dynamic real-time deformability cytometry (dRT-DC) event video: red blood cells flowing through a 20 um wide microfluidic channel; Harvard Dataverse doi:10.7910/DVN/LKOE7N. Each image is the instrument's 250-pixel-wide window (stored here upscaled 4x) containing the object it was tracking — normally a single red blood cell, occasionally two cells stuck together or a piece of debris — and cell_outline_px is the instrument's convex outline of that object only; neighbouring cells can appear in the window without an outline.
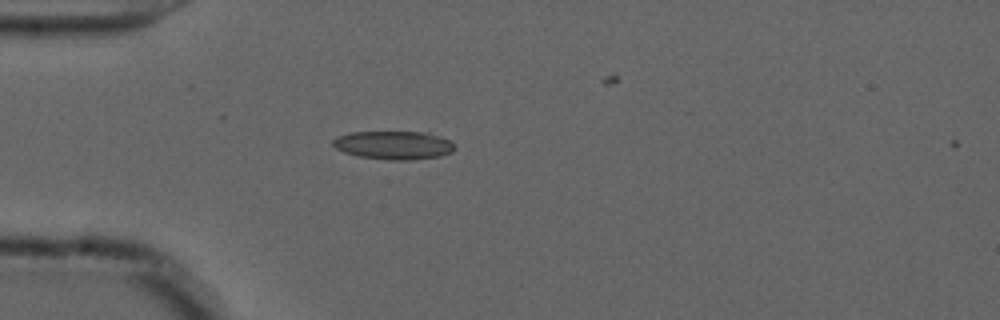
{"species": "common noctule bat (a hibernating species)", "species_latin": "Nyctalus noctula", "temperature_condition": "cold", "stored_images_in_passage": 30, "camera_frame_rate_fps": 3000, "um_per_image_px": 0.085, "animal": {"sex": "male", "forearm_length_mm": 52.5}, "frame": {"image": 1, "passage_image": 1, "time_ms": 0.0, "image_size_px": [1000, 320], "cell_outline_px": [[456, 148], [452, 152], [440, 156], [408, 160], [388, 160], [360, 156], [344, 152], [336, 148], [332, 144], [332, 140], [336, 136], [352, 132], [428, 132], [440, 136], [448, 140]], "centroid_in_image_um": [33.45, 12.33], "position_along_channel_um": 51.5, "area_um2": 20.11}}
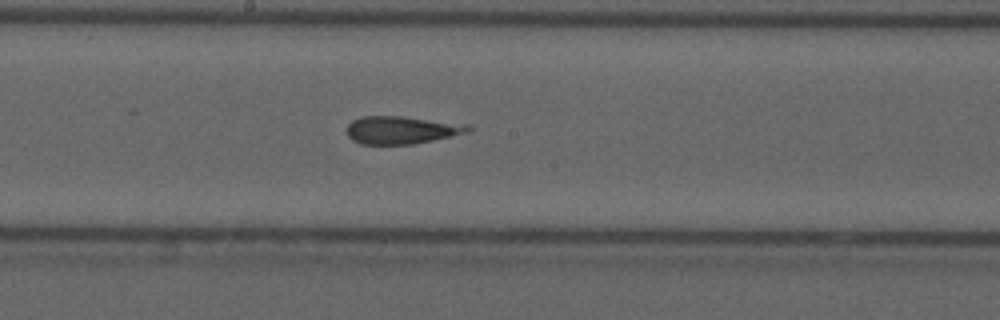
{"frame": {"image": 2, "passage_image": 15, "time_ms": 4.667, "image_size_px": [1000, 320], "cell_outline_px": [[472, 132], [412, 144], [360, 144], [352, 140], [348, 136], [348, 124], [352, 120], [360, 116], [400, 116], [472, 124]], "centroid_in_image_um": [34.19, 11.04], "position_along_channel_um": 214.0, "area_um2": 19.83}}
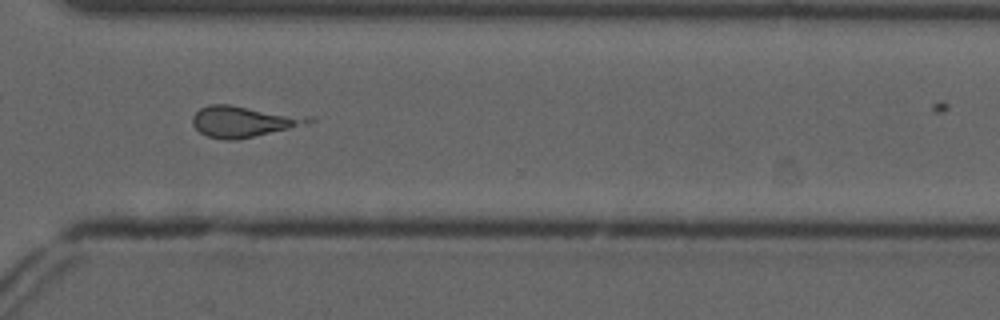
{"frame": {"image": 3, "passage_image": 26, "time_ms": 8.333, "image_size_px": [1000, 320], "cell_outline_px": [[316, 120], [308, 124], [236, 140], [224, 140], [208, 136], [200, 132], [192, 124], [192, 116], [200, 108], [208, 104], [228, 104], [312, 116]], "centroid_in_image_um": [20.71, 10.31], "position_along_channel_um": 349.9, "area_um2": 21.15}}